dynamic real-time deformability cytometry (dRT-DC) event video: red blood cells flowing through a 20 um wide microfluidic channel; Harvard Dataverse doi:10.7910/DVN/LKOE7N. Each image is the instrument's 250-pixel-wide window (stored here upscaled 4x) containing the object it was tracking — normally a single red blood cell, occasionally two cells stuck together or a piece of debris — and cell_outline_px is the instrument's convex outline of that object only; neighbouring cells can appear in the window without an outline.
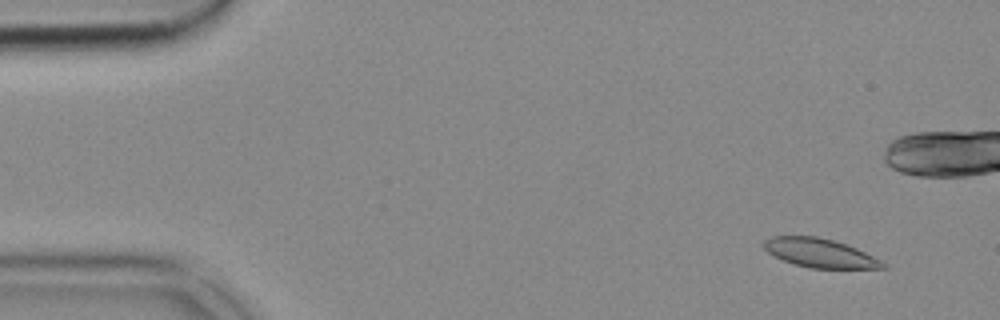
{"species": "common noctule bat (a hibernating species)", "species_latin": "Nyctalus noctula", "temperature_condition": "cold", "stored_images_in_passage": 54, "camera_frame_rate_fps": 3000, "um_per_image_px": 0.085, "animal": {"sex": "female", "body_mass_g": 18.4}, "frame": {"image": 1, "passage_image": 4, "time_ms": 1.0, "image_size_px": [1000, 320], "cell_outline_px": [[888, 268], [808, 268], [792, 264], [768, 252], [764, 248], [764, 240], [772, 236], [816, 236], [832, 240], [856, 248], [888, 264]], "centroid_in_image_um": [69.69, 21.51], "position_along_channel_um": 15.3, "area_um2": 19.83}}
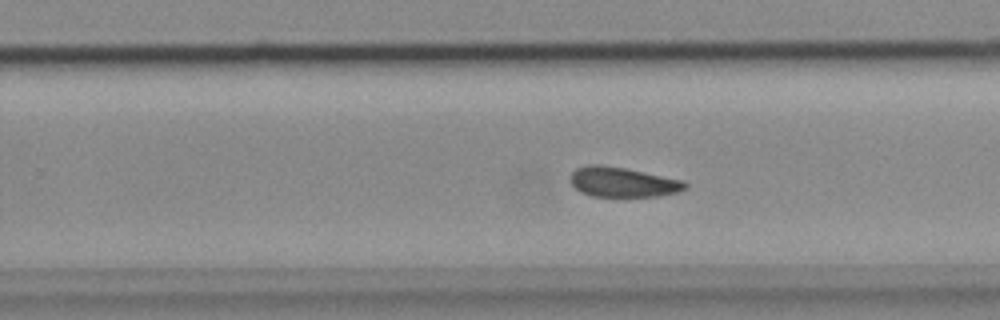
{"frame": {"image": 2, "passage_image": 33, "time_ms": 10.667, "image_size_px": [1000, 320], "cell_outline_px": [[688, 188], [676, 192], [660, 196], [592, 196], [580, 192], [568, 180], [568, 176], [576, 168], [588, 164], [600, 164], [624, 168], [684, 180], [688, 184]], "centroid_in_image_um": [52.9, 15.47], "position_along_channel_um": 276.9, "area_um2": 20.11}}
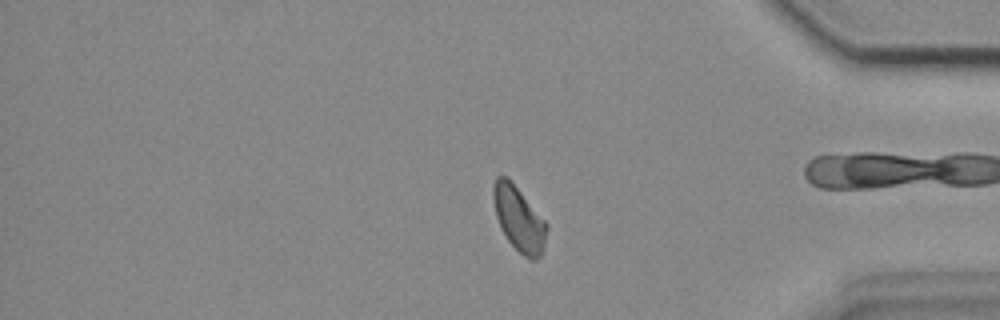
{"frame": {"image": 3, "passage_image": 44, "time_ms": 14.333, "image_size_px": [1000, 320], "cell_outline_px": [[548, 228], [544, 248], [540, 256], [536, 260], [532, 260], [524, 256], [508, 240], [496, 216], [492, 196], [492, 184], [496, 176], [508, 176], [512, 180], [548, 224]], "centroid_in_image_um": [44.11, 18.55], "position_along_channel_um": 391.1, "area_um2": 20.29}}